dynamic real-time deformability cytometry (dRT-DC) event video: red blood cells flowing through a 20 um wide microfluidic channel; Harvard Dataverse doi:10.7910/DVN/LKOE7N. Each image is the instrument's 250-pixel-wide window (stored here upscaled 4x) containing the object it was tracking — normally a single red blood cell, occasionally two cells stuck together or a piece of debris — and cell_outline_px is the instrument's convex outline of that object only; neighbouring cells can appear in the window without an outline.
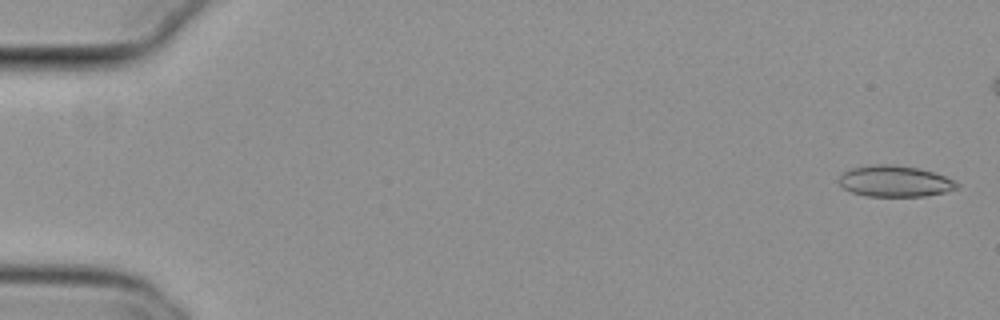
{"species": "common noctule bat (a hibernating species)", "species_latin": "Nyctalus noctula", "temperature_condition": "cold", "stored_images_in_passage": 49, "camera_frame_rate_fps": 3000, "um_per_image_px": 0.085, "animal": {"sex": "female", "body_mass_g": 29.2, "forearm_length_mm": 56.3}, "frame": {"image": 1, "passage_image": 2, "time_ms": 0.333, "image_size_px": [1000, 320], "cell_outline_px": [[960, 184], [956, 188], [944, 192], [924, 196], [864, 196], [852, 192], [844, 188], [840, 184], [840, 172], [852, 168], [872, 164], [896, 164], [916, 168], [932, 172], [956, 180]], "centroid_in_image_um": [76.04, 15.39], "position_along_channel_um": 9.0, "area_um2": 21.44}}
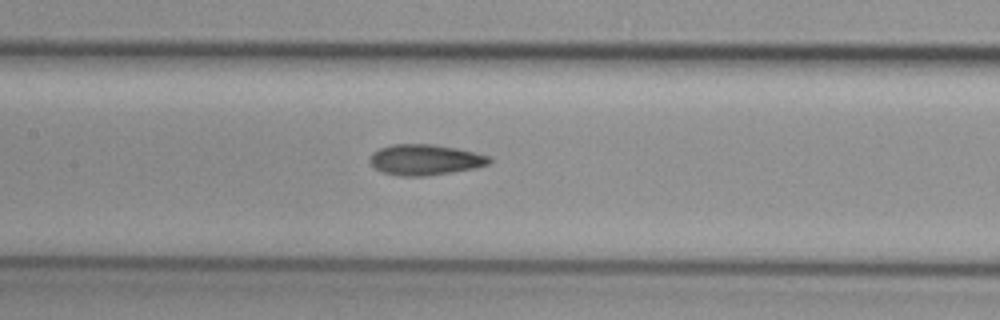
{"frame": {"image": 2, "passage_image": 27, "time_ms": 8.667, "image_size_px": [1000, 320], "cell_outline_px": [[492, 160], [488, 164], [476, 168], [452, 172], [424, 176], [400, 176], [380, 172], [368, 160], [372, 152], [380, 148], [392, 144], [432, 144], [456, 148], [476, 152], [492, 156]], "centroid_in_image_um": [36.14, 13.57], "position_along_channel_um": 171.3, "area_um2": 21.56}}
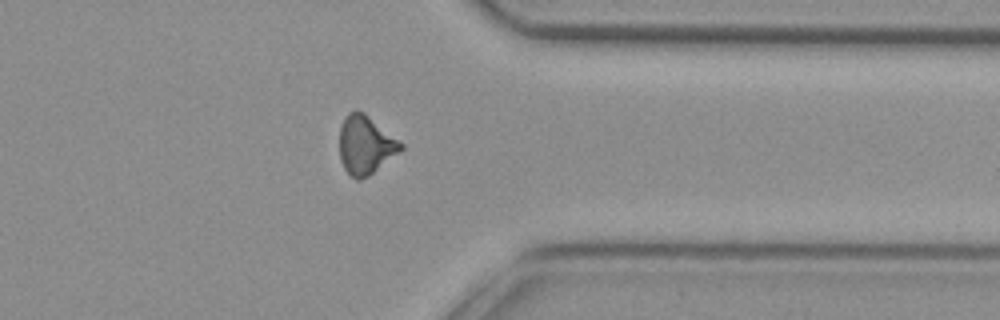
{"frame": {"image": 3, "passage_image": 44, "time_ms": 14.333, "image_size_px": [1000, 320], "cell_outline_px": [[404, 148], [368, 176], [360, 180], [356, 180], [344, 168], [340, 160], [340, 128], [344, 116], [348, 112], [364, 112], [404, 144]], "centroid_in_image_um": [31.06, 12.32], "position_along_channel_um": 380.3, "area_um2": 20.69}}